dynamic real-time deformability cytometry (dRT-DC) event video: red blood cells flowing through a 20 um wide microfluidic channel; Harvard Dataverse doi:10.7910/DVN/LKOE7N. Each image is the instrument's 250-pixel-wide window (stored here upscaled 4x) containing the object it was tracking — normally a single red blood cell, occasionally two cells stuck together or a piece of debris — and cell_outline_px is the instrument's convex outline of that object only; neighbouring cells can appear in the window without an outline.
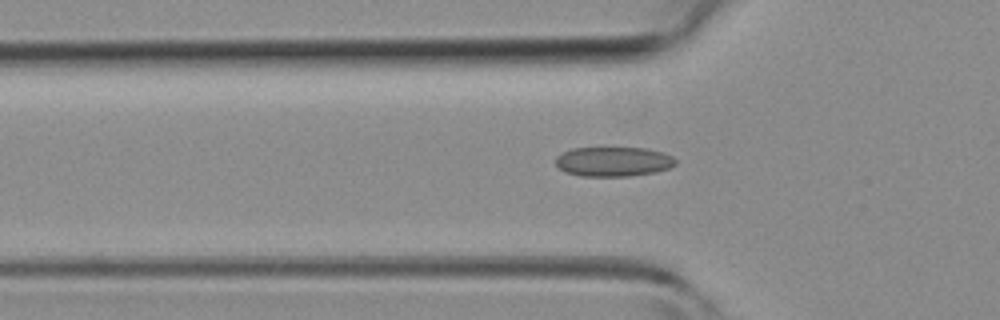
{"species": "common noctule bat (a hibernating species)", "species_latin": "Nyctalus noctula", "temperature_condition": "room temperature", "stored_images_in_passage": 43, "camera_frame_rate_fps": 3000, "um_per_image_px": 0.085, "animal": {"sex": "female", "body_mass_g": 19.3, "forearm_length_mm": 54.1}, "frame": {"image": 1, "passage_image": 13, "time_ms": 4.0, "image_size_px": [1000, 320], "cell_outline_px": [[676, 164], [668, 168], [656, 172], [628, 176], [580, 176], [564, 172], [556, 164], [556, 156], [572, 148], [648, 148], [672, 156], [676, 160]], "centroid_in_image_um": [52.13, 13.74], "position_along_channel_um": 73.7, "area_um2": 20.63}}
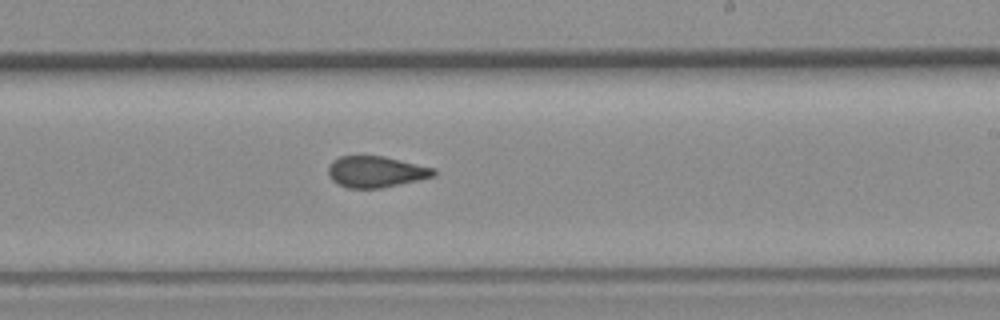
{"frame": {"image": 2, "passage_image": 25, "time_ms": 8.0, "image_size_px": [1000, 320], "cell_outline_px": [[436, 176], [380, 188], [348, 188], [332, 180], [328, 172], [328, 168], [332, 160], [340, 156], [384, 156], [436, 168]], "centroid_in_image_um": [31.97, 14.59], "position_along_channel_um": 257.0, "area_um2": 19.13}}
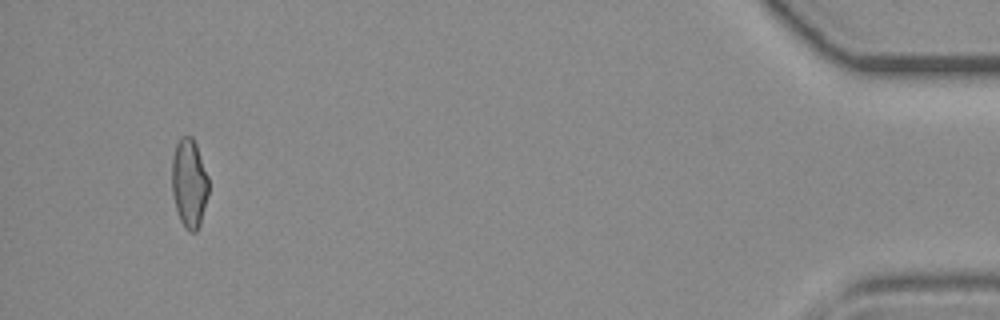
{"frame": {"image": 3, "passage_image": 41, "time_ms": 13.333, "image_size_px": [1000, 320], "cell_outline_px": [[208, 192], [200, 224], [196, 232], [188, 232], [184, 228], [180, 220], [176, 208], [172, 192], [172, 156], [176, 144], [180, 136], [192, 136], [196, 144], [208, 176]], "centroid_in_image_um": [16.07, 15.56], "position_along_channel_um": 419.1, "area_um2": 19.02}}